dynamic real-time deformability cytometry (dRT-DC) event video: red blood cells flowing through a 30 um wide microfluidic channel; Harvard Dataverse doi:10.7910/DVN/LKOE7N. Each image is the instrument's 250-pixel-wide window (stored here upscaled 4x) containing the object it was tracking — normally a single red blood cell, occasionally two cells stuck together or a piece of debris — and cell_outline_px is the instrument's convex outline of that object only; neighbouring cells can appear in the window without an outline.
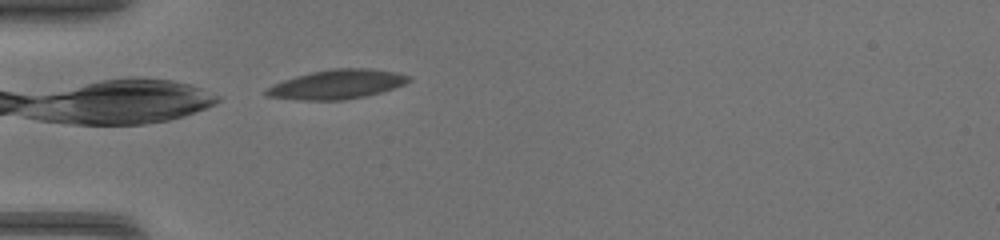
{"species": "common noctule bat (a hibernating species)", "species_latin": "Nyctalus noctula", "temperature_condition": "warm", "stored_images_in_passage": 24, "camera_frame_rate_fps": 3000, "um_per_image_px": 0.085, "animal": {"sex": "female", "body_mass_g": 17.0, "forearm_length_mm": 48.0}, "frame": {"image": 1, "passage_image": 1, "time_ms": 0.0, "image_size_px": [1000, 240], "cell_outline_px": [[412, 80], [404, 84], [380, 92], [364, 96], [344, 100], [300, 100], [264, 96], [264, 92], [268, 88], [284, 80], [296, 76], [312, 72], [336, 68], [368, 68], [396, 72], [412, 76]], "centroid_in_image_um": [28.67, 7.17], "position_along_channel_um": 56.3, "area_um2": 24.1}}
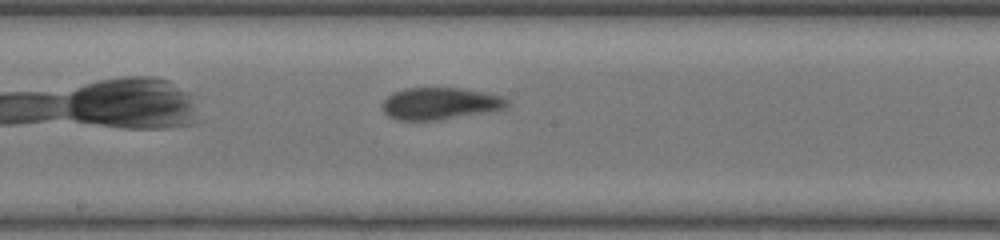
{"frame": {"image": 2, "passage_image": 12, "time_ms": 3.667, "image_size_px": [1000, 240], "cell_outline_px": [[508, 108], [440, 120], [396, 120], [388, 116], [384, 112], [384, 100], [392, 92], [404, 88], [464, 88], [504, 96], [508, 100]], "centroid_in_image_um": [37.43, 8.79], "position_along_channel_um": 210.8, "area_um2": 23.35}}
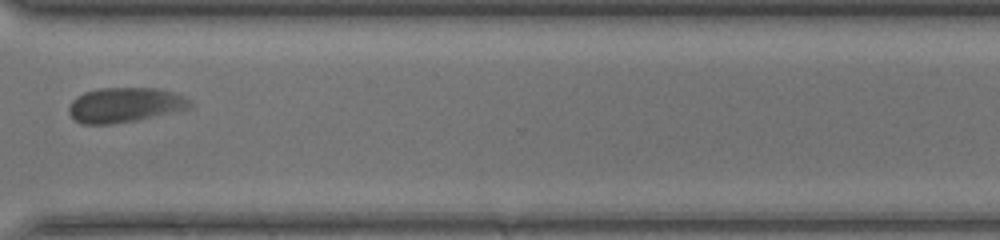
{"frame": {"image": 3, "passage_image": 22, "time_ms": 7.0, "image_size_px": [1000, 240], "cell_outline_px": [[192, 108], [136, 120], [112, 124], [80, 124], [68, 112], [68, 108], [72, 100], [76, 96], [84, 92], [100, 88], [160, 88], [176, 92], [192, 100]], "centroid_in_image_um": [10.64, 8.91], "position_along_channel_um": 360.0, "area_um2": 24.85}}